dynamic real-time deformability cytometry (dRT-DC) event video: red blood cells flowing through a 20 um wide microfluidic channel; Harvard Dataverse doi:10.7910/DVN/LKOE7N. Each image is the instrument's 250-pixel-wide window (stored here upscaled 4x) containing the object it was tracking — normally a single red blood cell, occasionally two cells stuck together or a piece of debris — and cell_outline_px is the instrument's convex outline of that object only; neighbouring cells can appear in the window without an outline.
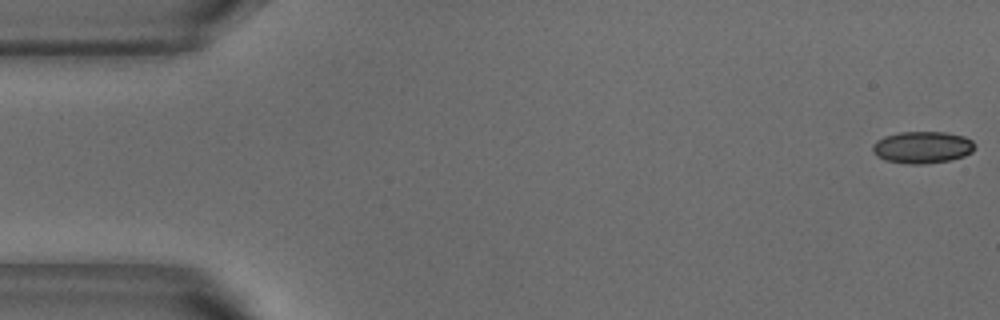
{"species": "common noctule bat (a hibernating species)", "species_latin": "Nyctalus noctula", "temperature_condition": "warm", "stored_images_in_passage": 53, "camera_frame_rate_fps": 3000, "um_per_image_px": 0.085, "animal": {"sex": "male", "body_mass_g": 18.8}, "frame": {"image": 1, "passage_image": 1, "time_ms": 0.0, "image_size_px": [1000, 320], "cell_outline_px": [[976, 144], [972, 152], [964, 156], [952, 160], [924, 164], [908, 164], [884, 160], [876, 156], [872, 152], [872, 144], [876, 140], [884, 136], [900, 132], [944, 132], [964, 136], [972, 140]], "centroid_in_image_um": [78.39, 12.53], "position_along_channel_um": 6.6, "area_um2": 19.31}}
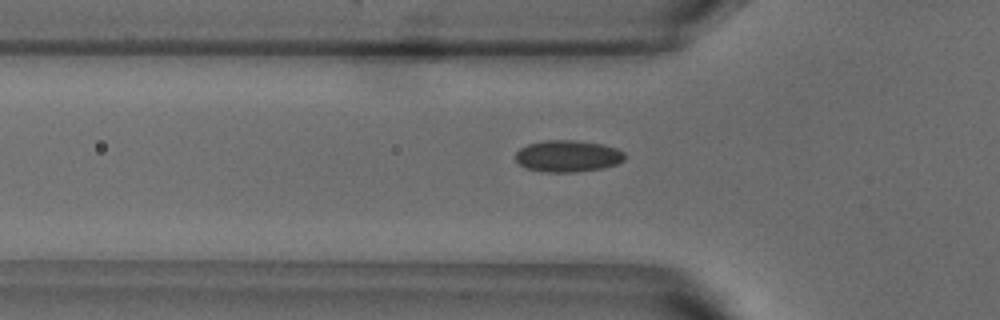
{"frame": {"image": 2, "passage_image": 17, "time_ms": 5.333, "image_size_px": [1000, 320], "cell_outline_px": [[624, 160], [616, 164], [600, 168], [576, 172], [544, 172], [524, 168], [516, 160], [516, 152], [520, 148], [528, 144], [544, 140], [576, 140], [604, 144], [616, 148], [624, 152]], "centroid_in_image_um": [48.24, 13.26], "position_along_channel_um": 77.6, "area_um2": 20.23}}
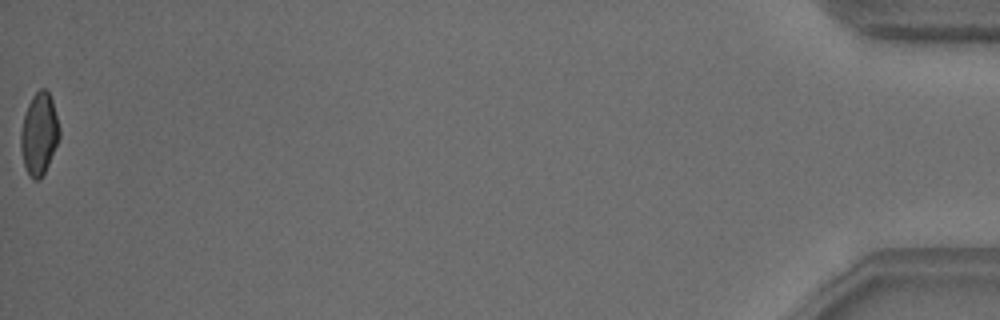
{"frame": {"image": 3, "passage_image": 53, "time_ms": 17.333, "image_size_px": [1000, 320], "cell_outline_px": [[60, 136], [48, 164], [40, 180], [32, 180], [28, 176], [24, 164], [20, 148], [20, 132], [24, 116], [28, 104], [32, 96], [40, 88], [44, 88], [48, 92], [52, 100], [60, 128]], "centroid_in_image_um": [3.31, 11.39], "position_along_channel_um": 431.9, "area_um2": 18.44}, "authors_computed_cell_mechanics": {"area_um2": 19.3052, "velocity_mm_per_s": 3.8003, "shape_relaxation_time_tau1_ms": 6.8001, "shape_relaxation_time_tau2_ms": 1.2721, "deformation_change_tau1": 0.1188, "deformation_change_tau2": 0.0536}}